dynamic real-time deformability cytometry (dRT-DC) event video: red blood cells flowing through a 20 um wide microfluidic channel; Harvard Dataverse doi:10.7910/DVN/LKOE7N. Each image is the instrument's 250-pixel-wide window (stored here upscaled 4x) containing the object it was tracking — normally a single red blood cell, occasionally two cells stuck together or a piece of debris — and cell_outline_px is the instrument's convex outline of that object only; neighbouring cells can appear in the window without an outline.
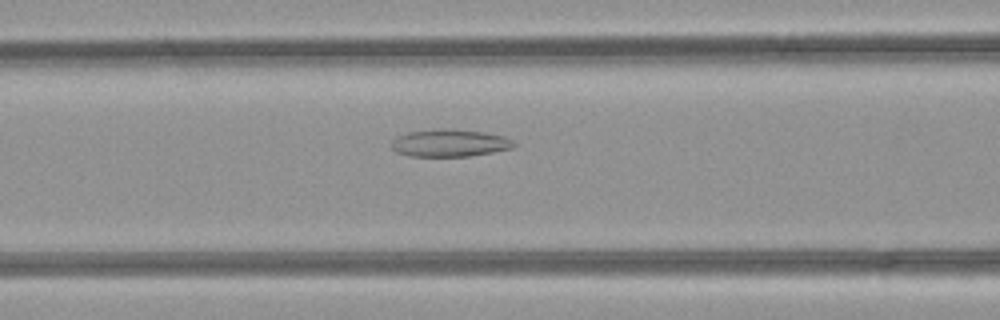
{"species": "common noctule bat (a hibernating species)", "species_latin": "Nyctalus noctula", "temperature_condition": "room temperature", "stored_images_in_passage": 37, "camera_frame_rate_fps": 3000, "um_per_image_px": 0.085, "animal": {"sex": "female", "body_mass_g": 21.9}, "frame": {"image": 1, "passage_image": 8, "time_ms": 2.333, "image_size_px": [1000, 320], "cell_outline_px": [[516, 144], [512, 148], [492, 152], [468, 156], [408, 156], [396, 152], [392, 148], [392, 140], [396, 136], [408, 132], [436, 128], [448, 128], [484, 132], [504, 136], [512, 140]], "centroid_in_image_um": [38.19, 12.14], "position_along_channel_um": 128.4, "area_um2": 19.65}}
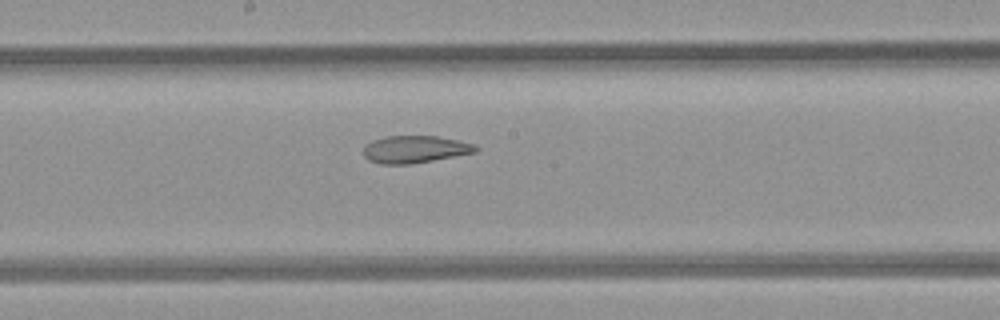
{"frame": {"image": 2, "passage_image": 14, "time_ms": 4.333, "image_size_px": [1000, 320], "cell_outline_px": [[480, 148], [476, 152], [432, 160], [408, 164], [380, 164], [368, 160], [364, 156], [364, 144], [372, 140], [384, 136], [436, 136], [476, 144]], "centroid_in_image_um": [35.24, 12.68], "position_along_channel_um": 213.0, "area_um2": 17.86}}
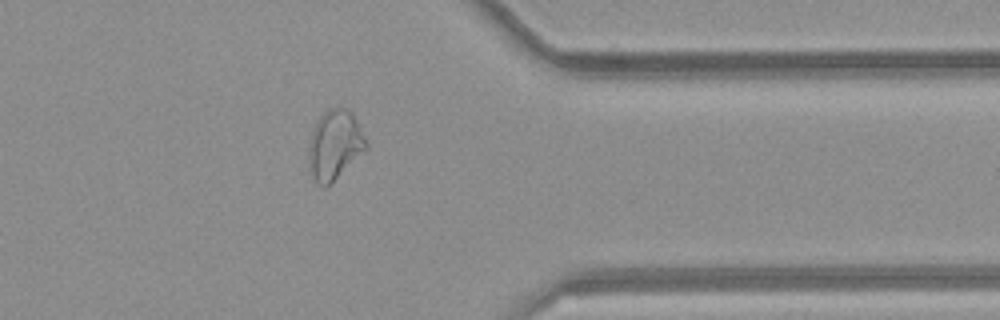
{"frame": {"image": 3, "passage_image": 27, "time_ms": 8.667, "image_size_px": [1000, 320], "cell_outline_px": [[368, 148], [324, 188], [316, 184], [312, 176], [308, 160], [312, 132], [316, 120], [328, 108], [336, 104], [348, 108], [352, 112], [368, 140]], "centroid_in_image_um": [28.47, 12.25], "position_along_channel_um": 382.9, "area_um2": 23.41}, "authors_computed_cell_mechanics": {"area_um2": 20.808, "velocity_mm_per_s": 4.2169, "shape_relaxation_time_tau1_ms": null, "shape_relaxation_time_tau2_ms": 3.8029, "deformation_change_tau1": null, "deformation_change_tau2": 0.1122}}